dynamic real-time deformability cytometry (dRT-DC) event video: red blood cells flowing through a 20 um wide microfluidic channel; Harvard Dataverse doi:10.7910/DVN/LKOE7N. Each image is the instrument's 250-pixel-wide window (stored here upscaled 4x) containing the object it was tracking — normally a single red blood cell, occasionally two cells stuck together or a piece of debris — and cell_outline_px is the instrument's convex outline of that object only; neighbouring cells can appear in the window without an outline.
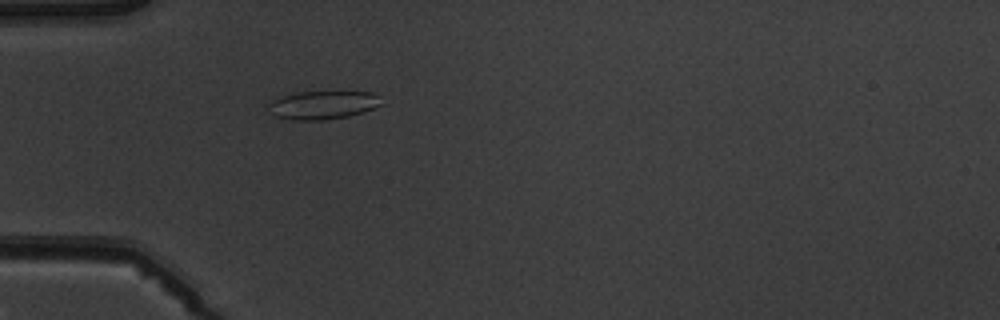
{"species": "common noctule bat (a hibernating species)", "species_latin": "Nyctalus noctula", "temperature_condition": "warm", "stored_images_in_passage": 3, "camera_frame_rate_fps": 3000, "um_per_image_px": 0.085, "animal": {"sex": "male", "body_mass_g": 19.5, "forearm_length_mm": 54.6}, "frame": {"image": 1, "passage_image": 3, "time_ms": 3.0, "image_size_px": [1000, 320], "cell_outline_px": [[384, 104], [364, 112], [348, 116], [324, 120], [292, 120], [272, 116], [268, 104], [272, 100], [292, 92], [372, 92], [380, 96]], "centroid_in_image_um": [27.45, 8.93], "position_along_channel_um": 57.5, "area_um2": 18.9}}